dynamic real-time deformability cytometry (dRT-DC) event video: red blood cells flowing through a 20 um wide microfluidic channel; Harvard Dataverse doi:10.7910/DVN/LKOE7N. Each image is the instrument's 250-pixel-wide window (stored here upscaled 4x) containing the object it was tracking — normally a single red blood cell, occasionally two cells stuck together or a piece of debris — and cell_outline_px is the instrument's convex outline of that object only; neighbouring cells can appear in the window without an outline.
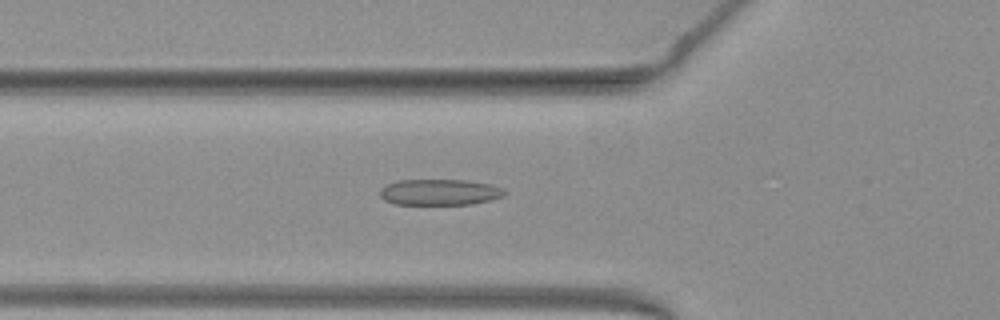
{"species": "common noctule bat (a hibernating species)", "species_latin": "Nyctalus noctula", "temperature_condition": "warm", "stored_images_in_passage": 47, "camera_frame_rate_fps": 3000, "um_per_image_px": 0.085, "animal": {"sex": "female", "body_mass_g": 19.3, "forearm_length_mm": 54.1}, "frame": {"image": 1, "passage_image": 18, "time_ms": 5.667, "image_size_px": [1000, 320], "cell_outline_px": [[508, 192], [504, 196], [492, 200], [472, 204], [392, 204], [384, 200], [380, 196], [380, 188], [388, 184], [400, 180], [464, 180], [492, 184], [504, 188]], "centroid_in_image_um": [37.41, 16.34], "position_along_channel_um": 88.4, "area_um2": 19.07}}
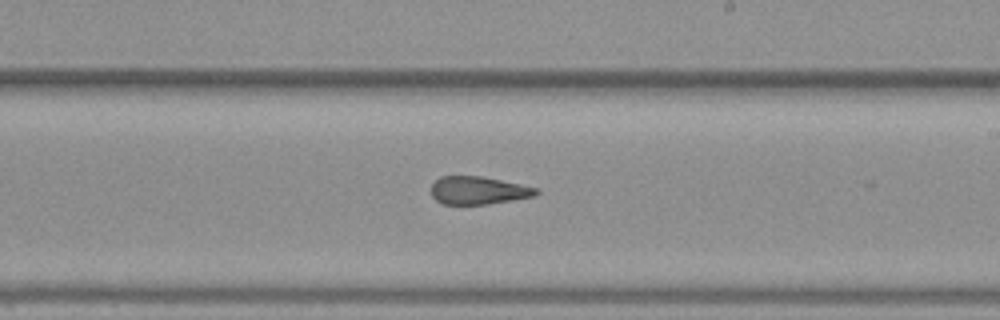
{"frame": {"image": 2, "passage_image": 30, "time_ms": 9.667, "image_size_px": [1000, 320], "cell_outline_px": [[540, 192], [536, 196], [488, 204], [444, 204], [436, 200], [432, 196], [432, 184], [440, 176], [480, 176], [540, 188]], "centroid_in_image_um": [40.69, 16.18], "position_along_channel_um": 248.3, "area_um2": 17.05}}
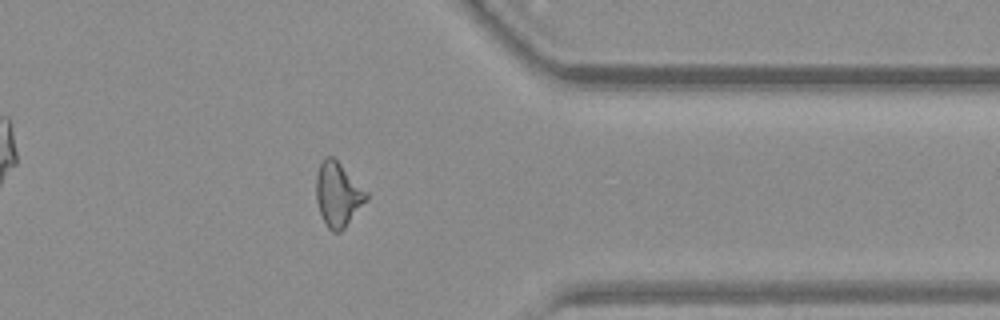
{"frame": {"image": 3, "passage_image": 41, "time_ms": 13.333, "image_size_px": [1000, 320], "cell_outline_px": [[368, 200], [344, 228], [340, 232], [332, 232], [328, 228], [320, 212], [316, 200], [316, 176], [320, 164], [324, 156], [332, 156], [368, 192]], "centroid_in_image_um": [28.73, 16.53], "position_along_channel_um": 382.7, "area_um2": 18.67}}